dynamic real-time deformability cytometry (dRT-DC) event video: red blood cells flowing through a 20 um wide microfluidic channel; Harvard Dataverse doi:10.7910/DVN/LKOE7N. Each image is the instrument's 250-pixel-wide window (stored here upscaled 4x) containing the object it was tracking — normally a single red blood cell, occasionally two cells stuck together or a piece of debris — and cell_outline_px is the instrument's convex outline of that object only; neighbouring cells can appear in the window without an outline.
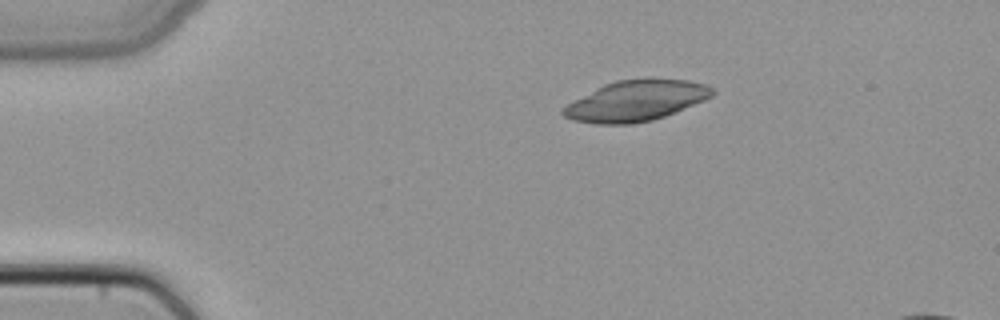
{"species": "common noctule bat (a hibernating species)", "species_latin": "Nyctalus noctula", "temperature_condition": "cold", "stored_images_in_passage": 4, "camera_frame_rate_fps": 3000, "um_per_image_px": 0.085, "animal": {"sex": "female", "body_mass_g": 22.7, "forearm_length_mm": 54.2}, "frame": {"image": 1, "passage_image": 2, "time_ms": 0.333, "image_size_px": [1000, 320], "cell_outline_px": [[716, 92], [712, 96], [704, 100], [664, 116], [652, 120], [632, 124], [596, 124], [572, 120], [564, 116], [560, 112], [568, 104], [596, 88], [604, 84], [616, 80], [648, 76], [688, 80], [708, 84]], "centroid_in_image_um": [54.09, 8.53], "position_along_channel_um": 30.9, "area_um2": 35.72}}